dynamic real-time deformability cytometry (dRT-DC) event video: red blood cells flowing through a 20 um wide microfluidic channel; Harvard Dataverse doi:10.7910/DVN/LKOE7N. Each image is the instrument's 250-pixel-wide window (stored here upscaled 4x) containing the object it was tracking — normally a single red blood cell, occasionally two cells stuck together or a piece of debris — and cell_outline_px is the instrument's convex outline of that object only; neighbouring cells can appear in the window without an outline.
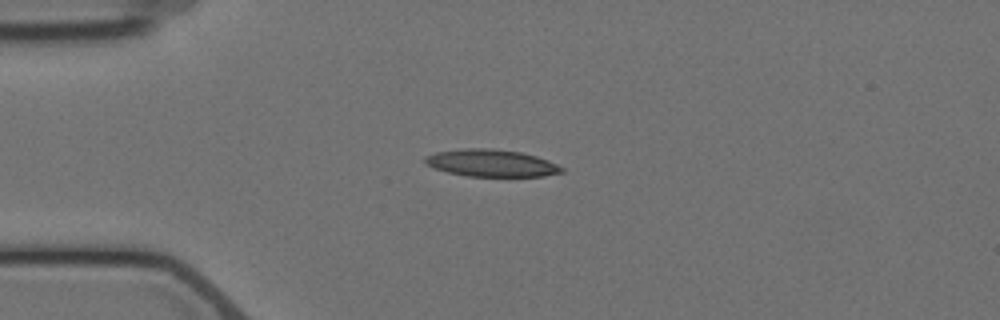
{"species": "Egyptian fruit bat (a non-hibernating species)", "species_latin": "Rousettus aegyptiacus", "temperature_condition": "cold", "stored_images_in_passage": 4, "camera_frame_rate_fps": 3000, "um_per_image_px": 0.085, "animal": {"sex": "female"}, "frame": {"image": 1, "passage_image": 3, "time_ms": 3.333, "image_size_px": [1000, 320], "cell_outline_px": [[564, 172], [544, 176], [468, 176], [448, 172], [424, 164], [424, 156], [436, 152], [464, 148], [492, 148], [520, 152], [536, 156], [548, 160], [564, 168]], "centroid_in_image_um": [41.76, 13.85], "position_along_channel_um": 43.2, "area_um2": 21.62}}